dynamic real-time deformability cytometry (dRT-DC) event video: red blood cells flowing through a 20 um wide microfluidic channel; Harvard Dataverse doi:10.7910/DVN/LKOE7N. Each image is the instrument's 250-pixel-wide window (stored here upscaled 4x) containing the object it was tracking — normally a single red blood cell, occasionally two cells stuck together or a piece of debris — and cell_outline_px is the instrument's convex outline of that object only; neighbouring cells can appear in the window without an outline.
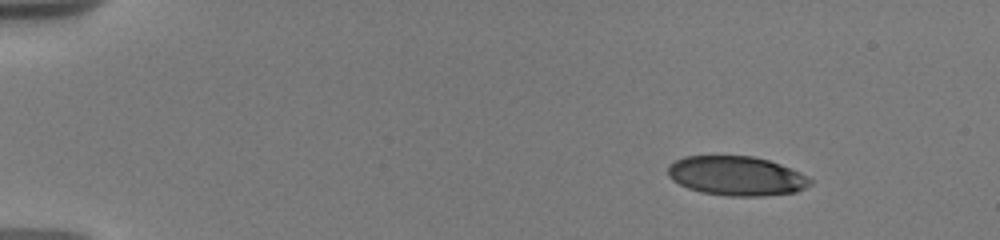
{"species": "human", "species_latin": "Homo sapiens", "temperature_condition": "warm", "stored_images_in_passage": 29, "camera_frame_rate_fps": 3000, "um_per_image_px": 0.085, "donor": {"sex": "male"}, "frame": {"image": 1, "passage_image": 1, "time_ms": 0.0, "image_size_px": [1000, 240], "cell_outline_px": [[812, 184], [796, 192], [764, 196], [728, 196], [700, 192], [688, 188], [672, 180], [668, 176], [668, 164], [684, 156], [752, 156], [768, 160], [780, 164], [800, 172], [812, 180]], "centroid_in_image_um": [62.59, 14.95], "position_along_channel_um": 22.4, "area_um2": 32.71}}
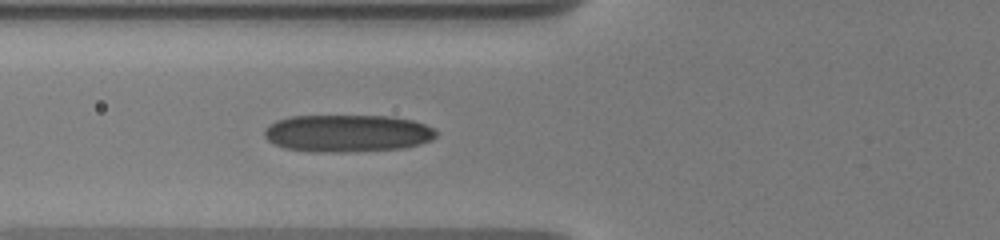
{"frame": {"image": 2, "passage_image": 16, "time_ms": 5.0, "image_size_px": [1000, 240], "cell_outline_px": [[440, 132], [432, 140], [420, 144], [404, 148], [340, 152], [312, 152], [284, 148], [272, 144], [264, 136], [264, 128], [276, 120], [288, 116], [392, 116], [412, 120], [436, 128]], "centroid_in_image_um": [29.53, 11.33], "position_along_channel_um": 96.3, "area_um2": 37.8}}
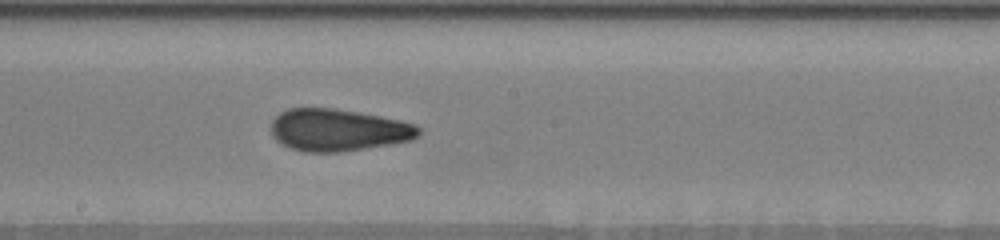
{"frame": {"image": 3, "passage_image": 29, "time_ms": 8.333, "image_size_px": [1000, 240], "cell_outline_px": [[420, 136], [412, 140], [392, 144], [340, 152], [308, 152], [292, 148], [276, 140], [272, 136], [272, 120], [280, 112], [288, 108], [336, 108], [380, 116], [400, 120], [416, 124], [420, 128]], "centroid_in_image_um": [28.78, 11.04], "position_along_channel_um": 219.4, "area_um2": 36.3}}